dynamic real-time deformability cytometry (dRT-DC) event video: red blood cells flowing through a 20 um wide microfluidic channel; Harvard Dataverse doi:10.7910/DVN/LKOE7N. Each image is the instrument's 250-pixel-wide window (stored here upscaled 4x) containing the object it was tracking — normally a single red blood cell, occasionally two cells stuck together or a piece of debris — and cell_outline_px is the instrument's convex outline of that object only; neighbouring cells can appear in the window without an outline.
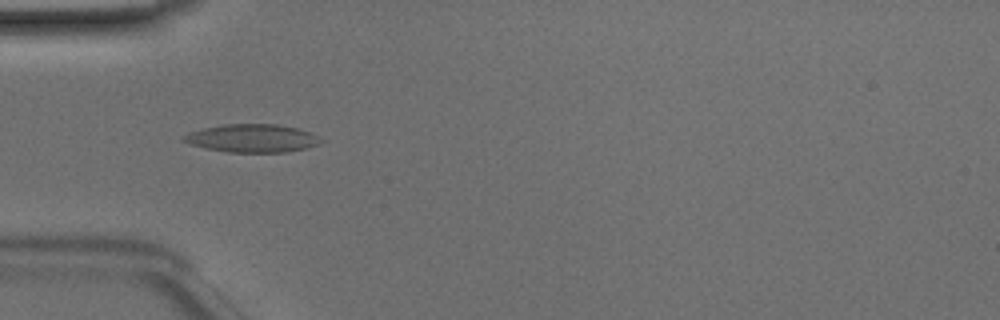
{"species": "Egyptian fruit bat (a non-hibernating species)", "species_latin": "Rousettus aegyptiacus", "temperature_condition": "room temperature", "stored_images_in_passage": 49, "camera_frame_rate_fps": 3000, "um_per_image_px": 0.085, "animal": {"sex": "male"}, "frame": {"image": 1, "passage_image": 15, "time_ms": 4.667, "image_size_px": [1000, 320], "cell_outline_px": [[324, 140], [316, 144], [304, 148], [284, 152], [228, 152], [208, 148], [192, 144], [180, 140], [180, 136], [188, 132], [204, 128], [224, 124], [276, 124], [300, 128], [312, 132]], "centroid_in_image_um": [21.42, 11.73], "position_along_channel_um": 63.6, "area_um2": 22.43}}
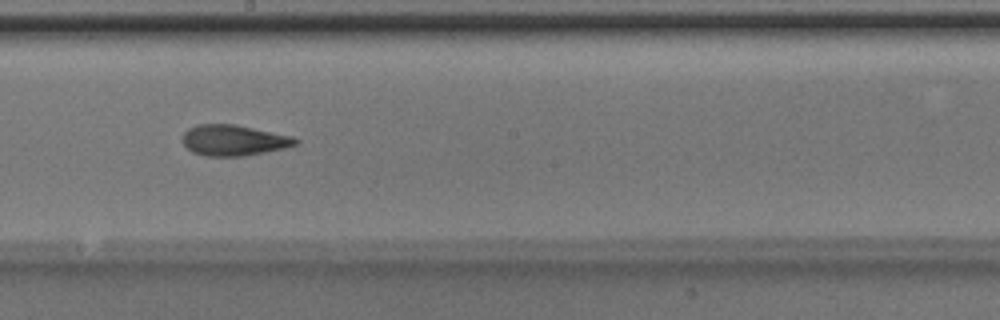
{"frame": {"image": 2, "passage_image": 27, "time_ms": 8.667, "image_size_px": [1000, 320], "cell_outline_px": [[300, 140], [296, 144], [284, 148], [244, 156], [204, 156], [192, 152], [184, 144], [184, 132], [188, 128], [196, 124], [236, 124], [292, 136]], "centroid_in_image_um": [19.86, 11.92], "position_along_channel_um": 228.3, "area_um2": 20.23}}
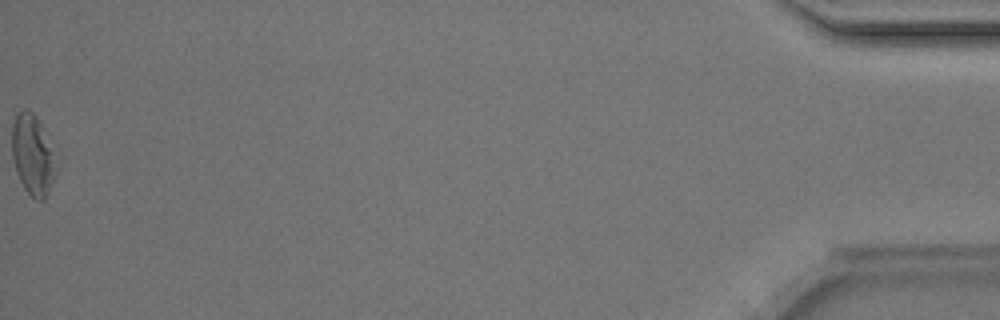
{"frame": {"image": 3, "passage_image": 49, "time_ms": 16.0, "image_size_px": [1000, 320], "cell_outline_px": [[56, 172], [48, 192], [44, 200], [36, 200], [24, 188], [16, 172], [12, 156], [12, 124], [16, 116], [24, 108], [28, 108], [36, 116], [40, 124], [56, 168]], "centroid_in_image_um": [2.72, 13.19], "position_along_channel_um": 432.5, "area_um2": 19.83}, "authors_computed_cell_mechanics": {"area_um2": 20.3456, "velocity_mm_per_s": 4.157, "shape_relaxation_time_tau1_ms": 6.1316, "shape_relaxation_time_tau2_ms": 2.5833, "deformation_change_tau1": 0.1575, "deformation_change_tau2": 0.1187}}